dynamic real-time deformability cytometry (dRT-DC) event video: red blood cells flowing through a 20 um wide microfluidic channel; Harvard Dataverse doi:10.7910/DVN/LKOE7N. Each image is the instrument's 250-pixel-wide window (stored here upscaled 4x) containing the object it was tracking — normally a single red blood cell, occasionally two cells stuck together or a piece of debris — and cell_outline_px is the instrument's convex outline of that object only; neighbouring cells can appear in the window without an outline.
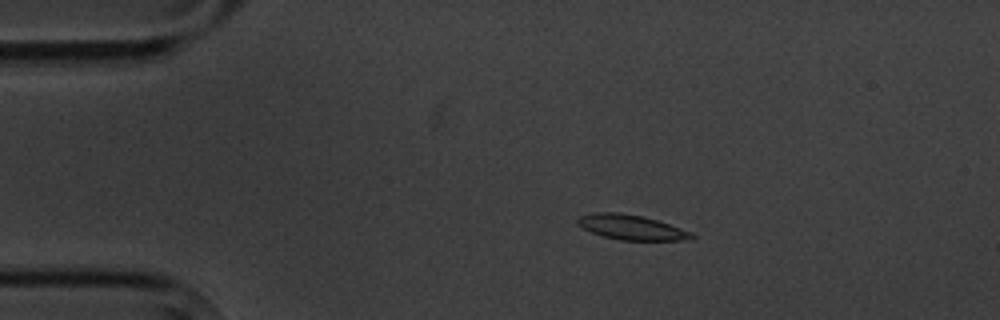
{"species": "common noctule bat (a hibernating species)", "species_latin": "Nyctalus noctula", "temperature_condition": "cold", "stored_images_in_passage": 4, "camera_frame_rate_fps": 3000, "um_per_image_px": 0.085, "animal": {"sex": "male", "body_mass_g": 20.1, "forearm_length_mm": 53.5}, "frame": {"image": 1, "passage_image": 3, "time_ms": 2.333, "image_size_px": [1000, 320], "cell_outline_px": [[696, 236], [692, 240], [620, 240], [604, 236], [592, 232], [576, 224], [576, 220], [580, 216], [596, 212], [620, 212], [644, 216], [692, 232]], "centroid_in_image_um": [53.68, 19.32], "position_along_channel_um": 31.3, "area_um2": 16.53}}